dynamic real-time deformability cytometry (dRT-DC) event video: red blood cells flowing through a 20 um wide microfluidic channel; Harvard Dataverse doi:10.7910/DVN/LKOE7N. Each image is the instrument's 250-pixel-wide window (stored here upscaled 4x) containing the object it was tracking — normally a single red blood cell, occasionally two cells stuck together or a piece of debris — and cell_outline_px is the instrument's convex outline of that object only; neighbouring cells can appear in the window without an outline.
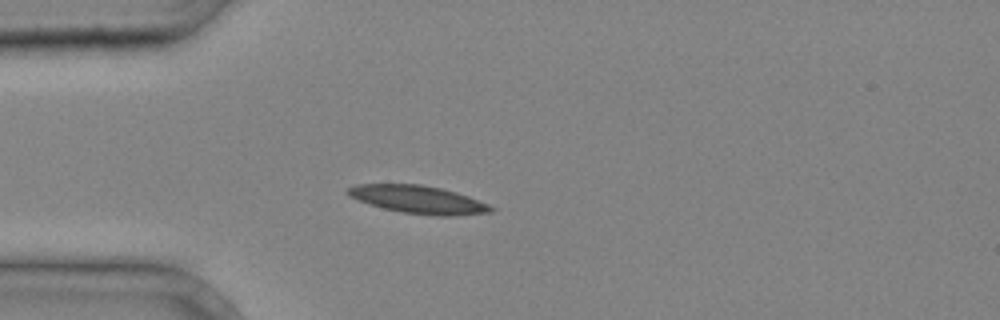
{"species": "common noctule bat (a hibernating species)", "species_latin": "Nyctalus noctula", "temperature_condition": "cold", "stored_images_in_passage": 2, "camera_frame_rate_fps": 3000, "um_per_image_px": 0.085, "animal": {"sex": "male", "body_mass_g": 20.4}, "frame": {"image": 1, "passage_image": 2, "time_ms": 0.333, "image_size_px": [1000, 320], "cell_outline_px": [[496, 208], [492, 212], [448, 216], [440, 216], [404, 212], [384, 208], [348, 196], [344, 192], [348, 188], [356, 184], [420, 184], [440, 188], [456, 192], [468, 196], [488, 204]], "centroid_in_image_um": [35.56, 16.95], "position_along_channel_um": 49.4, "area_um2": 22.95}}